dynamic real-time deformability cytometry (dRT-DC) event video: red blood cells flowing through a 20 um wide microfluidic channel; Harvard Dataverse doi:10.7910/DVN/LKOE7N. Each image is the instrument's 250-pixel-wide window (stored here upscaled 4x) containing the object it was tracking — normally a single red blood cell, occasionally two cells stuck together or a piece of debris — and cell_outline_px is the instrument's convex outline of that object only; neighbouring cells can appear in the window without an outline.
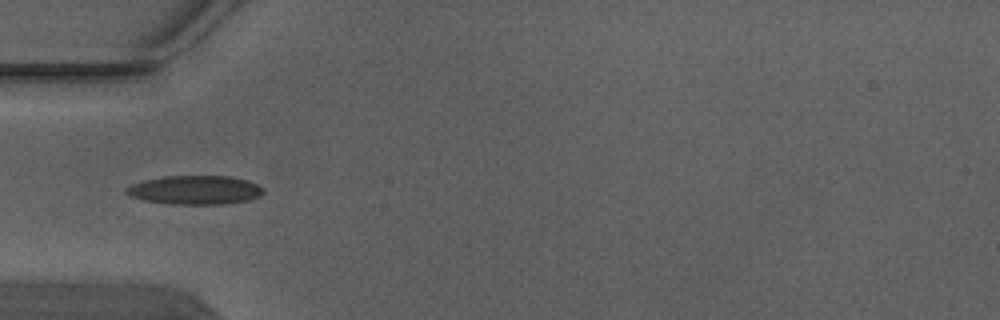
{"species": "Egyptian fruit bat (a non-hibernating species)", "species_latin": "Rousettus aegyptiacus", "temperature_condition": "warm", "stored_images_in_passage": 3, "camera_frame_rate_fps": 3000, "um_per_image_px": 0.085, "animal": {"sex": "male"}, "frame": {"image": 1, "passage_image": 2, "time_ms": 0.333, "image_size_px": [1000, 320], "cell_outline_px": [[264, 192], [260, 196], [248, 200], [224, 204], [172, 204], [144, 200], [128, 196], [124, 192], [124, 188], [132, 184], [144, 180], [164, 176], [232, 176], [248, 180], [264, 188]], "centroid_in_image_um": [16.56, 16.14], "position_along_channel_um": 68.4, "area_um2": 23.24}}
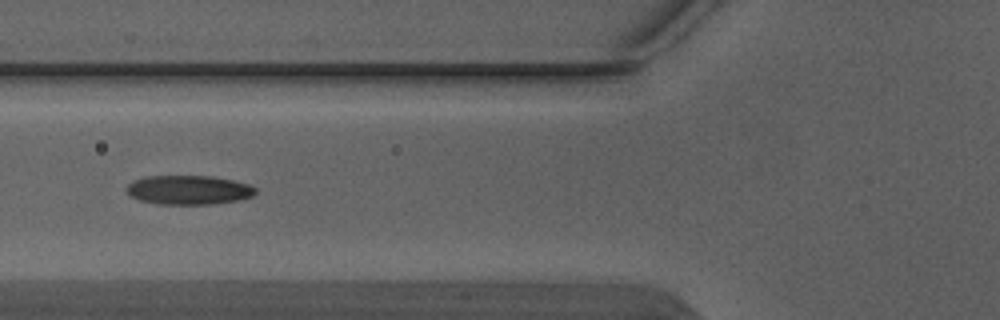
{"frame": {"image": 2, "passage_image": 3, "time_ms": 0.667, "image_size_px": [1000, 320], "cell_outline_px": [[256, 192], [252, 196], [240, 200], [212, 204], [156, 204], [140, 200], [132, 196], [124, 188], [132, 180], [144, 176], [212, 176], [232, 180], [248, 184], [256, 188]], "centroid_in_image_um": [16.01, 16.14], "position_along_channel_um": 109.8, "area_um2": 22.02}}